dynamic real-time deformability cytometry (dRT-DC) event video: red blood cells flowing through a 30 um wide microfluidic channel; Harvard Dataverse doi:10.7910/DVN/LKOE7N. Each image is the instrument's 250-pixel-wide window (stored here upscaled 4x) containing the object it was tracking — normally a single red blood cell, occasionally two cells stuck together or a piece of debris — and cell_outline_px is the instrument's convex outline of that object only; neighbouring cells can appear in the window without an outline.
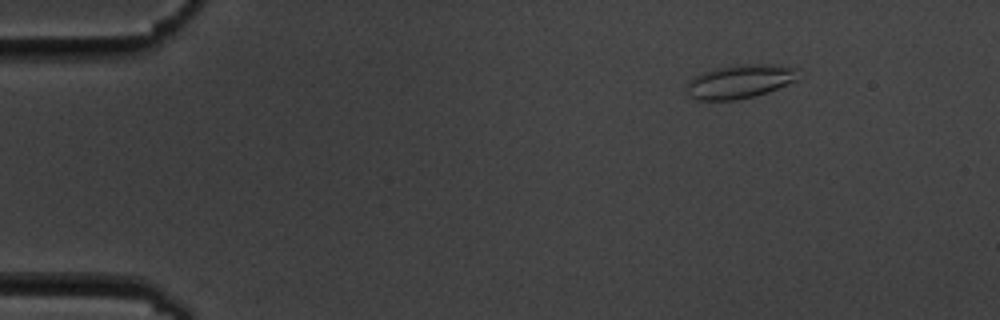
{"species": "common noctule bat (a hibernating species)", "species_latin": "Nyctalus noctula", "temperature_condition": "cold", "stored_images_in_passage": 7, "camera_frame_rate_fps": 3000, "um_per_image_px": 0.085, "animal": {"sex": "male", "body_mass_g": 19.5, "forearm_length_mm": 54.6}, "frame": {"image": 1, "passage_image": 2, "time_ms": 1.333, "image_size_px": [1000, 320], "cell_outline_px": [[800, 68], [796, 80], [768, 92], [736, 100], [696, 100], [688, 96], [688, 80], [700, 72], [712, 68], [736, 64], [772, 64]], "centroid_in_image_um": [62.87, 6.9], "position_along_channel_um": 22.1, "area_um2": 22.2}}
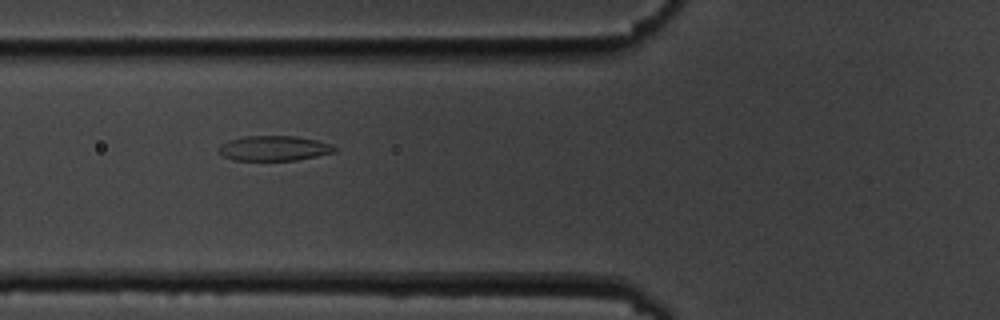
{"frame": {"image": 2, "passage_image": 6, "time_ms": 6.0, "image_size_px": [1000, 320], "cell_outline_px": [[336, 152], [296, 160], [232, 160], [224, 156], [220, 152], [220, 144], [228, 140], [244, 136], [296, 136], [316, 140], [332, 144], [336, 148]], "centroid_in_image_um": [23.3, 12.6], "position_along_channel_um": 102.5, "area_um2": 16.82}}
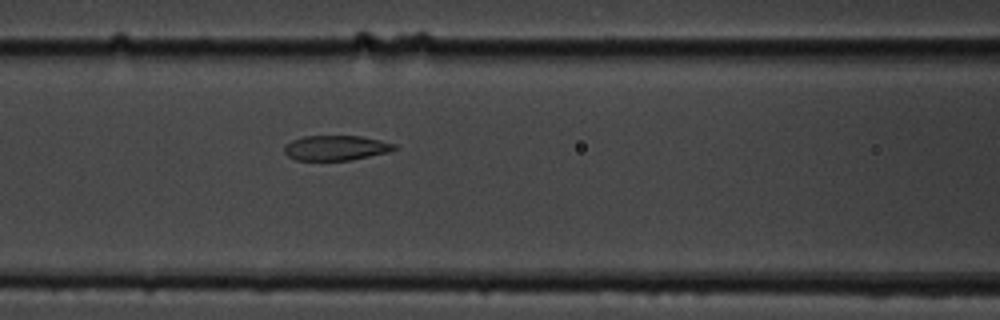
{"frame": {"image": 3, "passage_image": 7, "time_ms": 7.0, "image_size_px": [1000, 320], "cell_outline_px": [[396, 148], [388, 152], [352, 160], [296, 160], [288, 156], [284, 152], [284, 144], [292, 140], [304, 136], [360, 136], [380, 140], [396, 144]], "centroid_in_image_um": [28.53, 12.57], "position_along_channel_um": 138.1, "area_um2": 16.01}}